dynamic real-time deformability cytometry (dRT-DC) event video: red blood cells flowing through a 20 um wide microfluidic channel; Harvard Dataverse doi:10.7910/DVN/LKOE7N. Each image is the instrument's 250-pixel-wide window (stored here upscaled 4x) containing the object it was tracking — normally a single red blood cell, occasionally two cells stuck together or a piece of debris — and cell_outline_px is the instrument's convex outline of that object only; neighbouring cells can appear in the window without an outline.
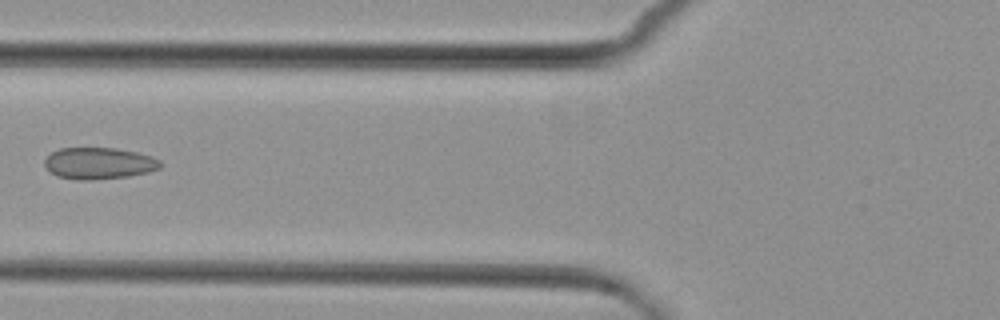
{"species": "common noctule bat (a hibernating species)", "species_latin": "Nyctalus noctula", "temperature_condition": "cold", "stored_images_in_passage": 6, "camera_frame_rate_fps": 3000, "um_per_image_px": 0.085, "animal": {"sex": "female", "body_mass_g": 29.2, "forearm_length_mm": 56.3}, "frame": {"image": 1, "passage_image": 5, "time_ms": 4.667, "image_size_px": [1000, 320], "cell_outline_px": [[164, 164], [160, 168], [148, 172], [128, 176], [92, 180], [80, 180], [56, 176], [44, 164], [44, 160], [52, 152], [60, 148], [116, 148], [136, 152], [152, 156], [160, 160]], "centroid_in_image_um": [8.44, 13.88], "position_along_channel_um": 117.4, "area_um2": 21.33}}
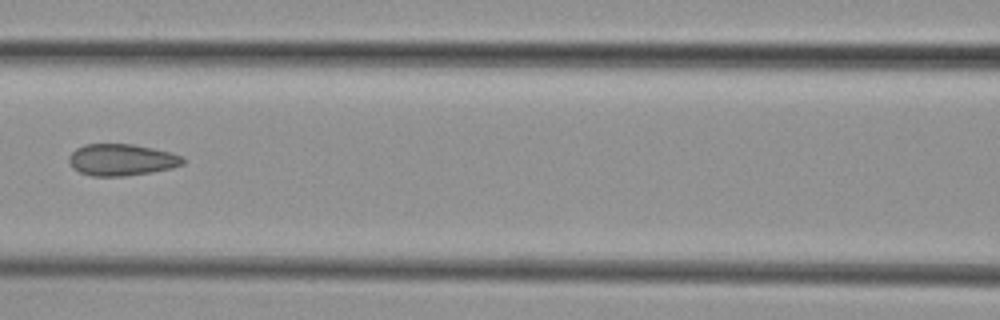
{"frame": {"image": 2, "passage_image": 6, "time_ms": 5.667, "image_size_px": [1000, 320], "cell_outline_px": [[184, 164], [172, 168], [152, 172], [124, 176], [92, 176], [80, 172], [72, 168], [68, 160], [68, 156], [76, 148], [84, 144], [132, 144], [152, 148], [184, 156]], "centroid_in_image_um": [10.32, 13.58], "position_along_channel_um": 156.3, "area_um2": 21.1}}